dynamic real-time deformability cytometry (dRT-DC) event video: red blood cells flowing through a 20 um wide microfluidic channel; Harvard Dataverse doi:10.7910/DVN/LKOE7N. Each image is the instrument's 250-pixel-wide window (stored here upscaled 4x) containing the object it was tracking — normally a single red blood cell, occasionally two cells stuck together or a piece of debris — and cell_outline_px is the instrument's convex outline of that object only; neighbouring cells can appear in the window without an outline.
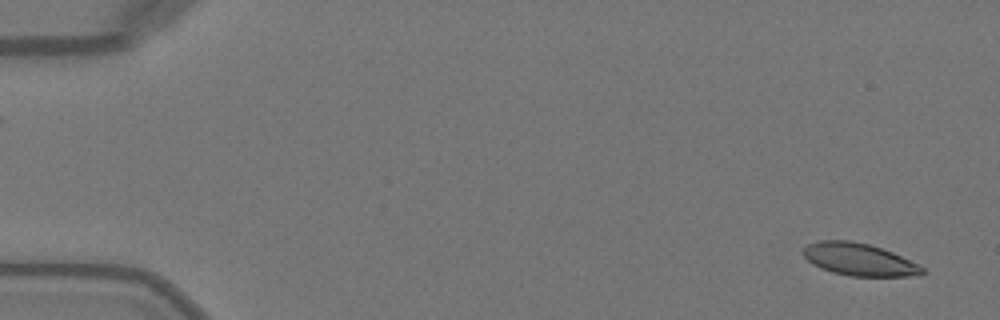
{"species": "Egyptian fruit bat (a non-hibernating species)", "species_latin": "Rousettus aegyptiacus", "temperature_condition": "warm", "stored_images_in_passage": 50, "camera_frame_rate_fps": 3000, "um_per_image_px": 0.085, "animal": {"sex": "female"}, "frame": {"image": 1, "passage_image": 2, "time_ms": 0.333, "image_size_px": [1000, 320], "cell_outline_px": [[924, 272], [920, 276], [852, 276], [832, 272], [820, 268], [812, 264], [804, 256], [804, 248], [808, 244], [820, 240], [852, 240], [868, 244], [892, 252], [920, 264], [924, 268]], "centroid_in_image_um": [73.05, 22.06], "position_along_channel_um": 12.0, "area_um2": 22.48}}
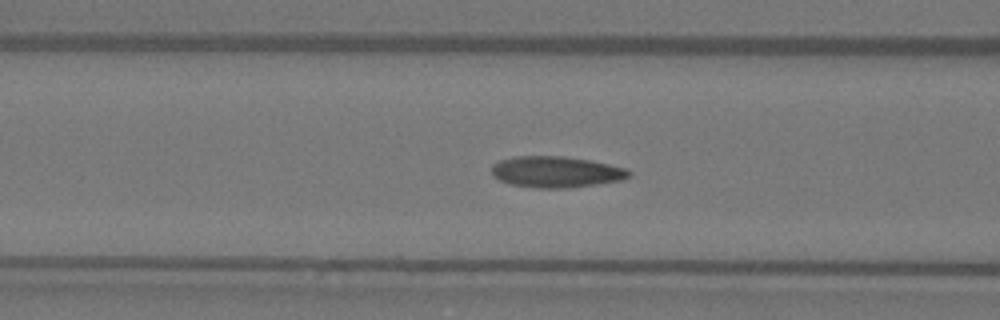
{"frame": {"image": 2, "passage_image": 20, "time_ms": 6.333, "image_size_px": [1000, 320], "cell_outline_px": [[632, 172], [624, 180], [568, 188], [536, 188], [512, 184], [500, 180], [492, 176], [492, 164], [500, 160], [512, 156], [564, 156], [592, 160], [624, 168]], "centroid_in_image_um": [47.25, 14.6], "position_along_channel_um": 119.3, "area_um2": 25.03}}
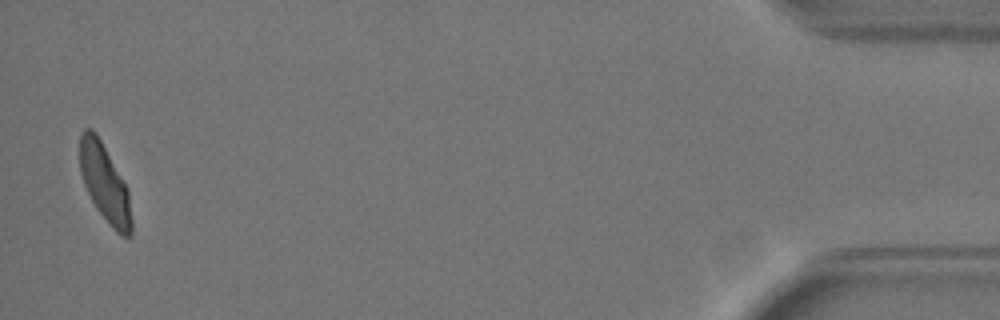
{"frame": {"image": 3, "passage_image": 49, "time_ms": 16.0, "image_size_px": [1000, 320], "cell_outline_px": [[132, 236], [120, 236], [112, 228], [96, 208], [84, 184], [80, 172], [80, 132], [84, 128], [92, 128], [96, 132], [128, 188], [132, 220]], "centroid_in_image_um": [8.91, 15.58], "position_along_channel_um": 426.3, "area_um2": 23.41}, "authors_computed_cell_mechanics": {"area_um2": 24.0737, "velocity_mm_per_s": 4.065, "shape_relaxation_time_tau1_ms": 3.8996, "shape_relaxation_time_tau2_ms": 1.1622, "deformation_change_tau1": 0.1526, "deformation_change_tau2": 0.075}}